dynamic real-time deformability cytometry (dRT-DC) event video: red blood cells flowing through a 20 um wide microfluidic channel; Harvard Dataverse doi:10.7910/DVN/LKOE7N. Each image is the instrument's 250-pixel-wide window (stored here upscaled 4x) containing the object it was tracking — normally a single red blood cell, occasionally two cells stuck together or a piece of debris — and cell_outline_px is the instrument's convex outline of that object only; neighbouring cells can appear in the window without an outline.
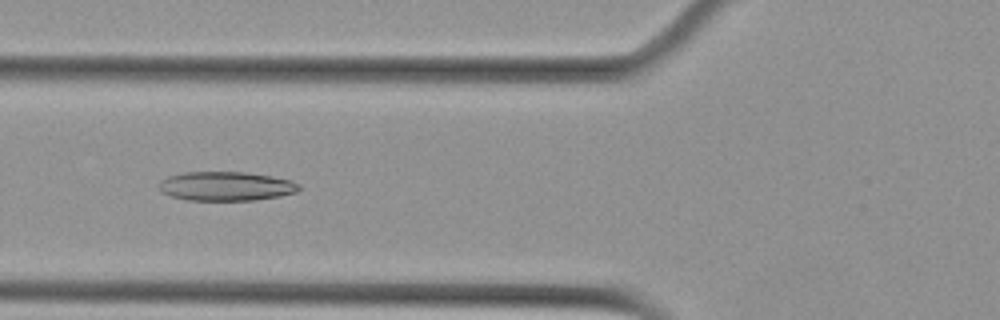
{"species": "Egyptian fruit bat (a non-hibernating species)", "species_latin": "Rousettus aegyptiacus", "temperature_condition": "cold", "stored_images_in_passage": 8, "camera_frame_rate_fps": 3000, "um_per_image_px": 0.085, "animal": {"sex": "female"}, "frame": {"image": 1, "passage_image": 6, "time_ms": 1.667, "image_size_px": [1000, 320], "cell_outline_px": [[300, 188], [296, 192], [280, 196], [256, 200], [188, 200], [172, 196], [160, 192], [160, 180], [168, 176], [184, 172], [244, 172], [272, 176], [292, 180], [300, 184]], "centroid_in_image_um": [19.23, 15.82], "position_along_channel_um": 106.6, "area_um2": 23.81}}
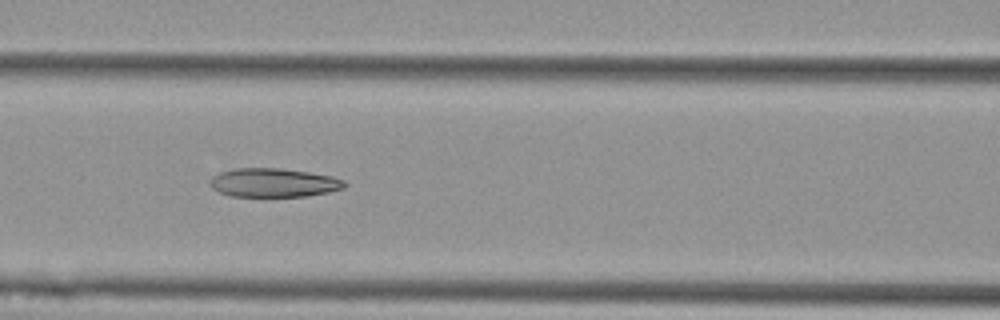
{"frame": {"image": 2, "passage_image": 7, "time_ms": 2.0, "image_size_px": [1000, 320], "cell_outline_px": [[348, 184], [344, 188], [328, 192], [304, 196], [232, 196], [220, 192], [212, 188], [212, 176], [220, 172], [232, 168], [280, 168], [308, 172], [332, 176], [344, 180]], "centroid_in_image_um": [23.28, 15.52], "position_along_channel_um": 143.3, "area_um2": 22.43}}
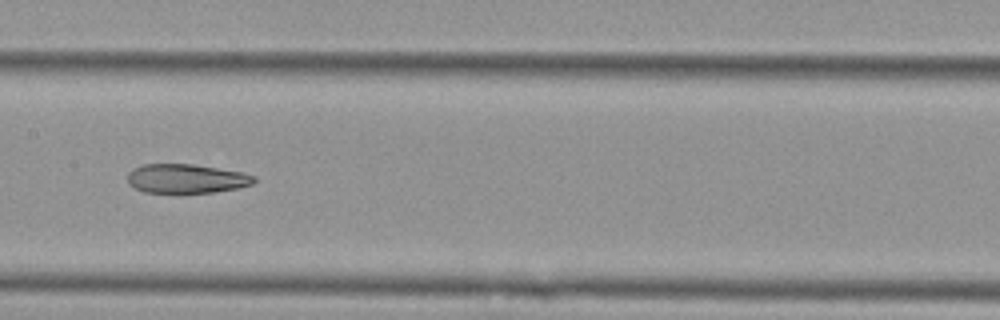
{"frame": {"image": 3, "passage_image": 8, "time_ms": 2.333, "image_size_px": [1000, 320], "cell_outline_px": [[256, 180], [252, 184], [236, 188], [212, 192], [144, 192], [128, 184], [128, 172], [132, 168], [144, 164], [192, 164], [244, 172], [256, 176]], "centroid_in_image_um": [15.83, 15.17], "position_along_channel_um": 191.6, "area_um2": 21.39}}